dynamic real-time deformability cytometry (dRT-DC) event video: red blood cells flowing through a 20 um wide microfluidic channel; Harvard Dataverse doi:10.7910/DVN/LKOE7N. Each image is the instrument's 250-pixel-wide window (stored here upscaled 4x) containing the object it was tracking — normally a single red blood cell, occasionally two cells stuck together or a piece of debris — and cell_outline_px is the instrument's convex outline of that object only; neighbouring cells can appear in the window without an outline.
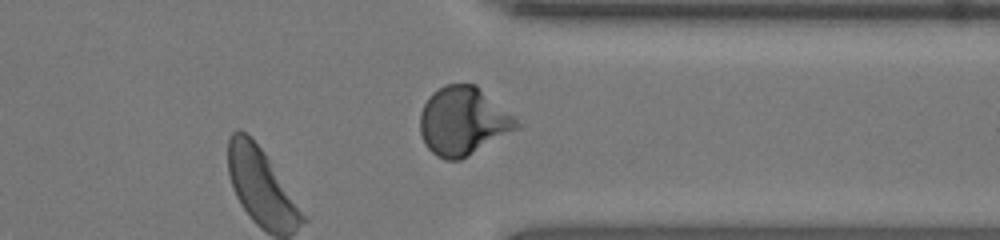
{"species": "human", "species_latin": "Homo sapiens", "temperature_condition": "room temperature", "stored_images_in_passage": 32, "camera_frame_rate_fps": 3000, "um_per_image_px": 0.085, "donor": {"sex": "female"}, "frame": {"image": 1, "passage_image": 32, "time_ms": 10.333, "image_size_px": [1000, 240], "cell_outline_px": [[524, 124], [520, 128], [468, 156], [460, 160], [444, 160], [436, 156], [424, 144], [420, 132], [420, 112], [428, 96], [432, 92], [444, 84], [476, 84], [516, 116]], "centroid_in_image_um": [39.4, 10.29], "position_along_channel_um": 372.0, "area_um2": 39.13}, "authors_computed_cell_mechanics": {"area_um2": 33.9575, "velocity_mm_per_s": 3.6324, "shape_relaxation_time_tau1_ms": 1.5371, "shape_relaxation_time_tau2_ms": null, "deformation_change_tau1": 0.0904, "deformation_change_tau2": null}}